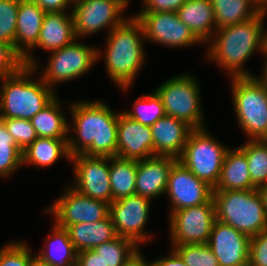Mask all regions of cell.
I'll list each match as a JSON object with an SVG mask.
<instances>
[{
  "instance_id": "1",
  "label": "cell",
  "mask_w": 267,
  "mask_h": 266,
  "mask_svg": "<svg viewBox=\"0 0 267 266\" xmlns=\"http://www.w3.org/2000/svg\"><path fill=\"white\" fill-rule=\"evenodd\" d=\"M75 131L68 137L70 155L117 156V128L119 113L100 101H77L70 104ZM77 138V139H76Z\"/></svg>"
},
{
  "instance_id": "2",
  "label": "cell",
  "mask_w": 267,
  "mask_h": 266,
  "mask_svg": "<svg viewBox=\"0 0 267 266\" xmlns=\"http://www.w3.org/2000/svg\"><path fill=\"white\" fill-rule=\"evenodd\" d=\"M265 15L267 12L261 11L248 21L216 29L206 57L216 61L231 78L253 77L243 64L259 50L267 59V31L263 30Z\"/></svg>"
},
{
  "instance_id": "3",
  "label": "cell",
  "mask_w": 267,
  "mask_h": 266,
  "mask_svg": "<svg viewBox=\"0 0 267 266\" xmlns=\"http://www.w3.org/2000/svg\"><path fill=\"white\" fill-rule=\"evenodd\" d=\"M105 67L111 80L126 91L145 64L142 25L133 16L116 26L106 38Z\"/></svg>"
},
{
  "instance_id": "4",
  "label": "cell",
  "mask_w": 267,
  "mask_h": 266,
  "mask_svg": "<svg viewBox=\"0 0 267 266\" xmlns=\"http://www.w3.org/2000/svg\"><path fill=\"white\" fill-rule=\"evenodd\" d=\"M34 72V67L23 66L18 72L0 80L1 118L30 120L56 96L42 78L40 82L29 79Z\"/></svg>"
},
{
  "instance_id": "5",
  "label": "cell",
  "mask_w": 267,
  "mask_h": 266,
  "mask_svg": "<svg viewBox=\"0 0 267 266\" xmlns=\"http://www.w3.org/2000/svg\"><path fill=\"white\" fill-rule=\"evenodd\" d=\"M216 220L249 236L267 229V214L256 189L213 191Z\"/></svg>"
},
{
  "instance_id": "6",
  "label": "cell",
  "mask_w": 267,
  "mask_h": 266,
  "mask_svg": "<svg viewBox=\"0 0 267 266\" xmlns=\"http://www.w3.org/2000/svg\"><path fill=\"white\" fill-rule=\"evenodd\" d=\"M232 99L239 126L248 140L267 139V82L261 77H232Z\"/></svg>"
},
{
  "instance_id": "7",
  "label": "cell",
  "mask_w": 267,
  "mask_h": 266,
  "mask_svg": "<svg viewBox=\"0 0 267 266\" xmlns=\"http://www.w3.org/2000/svg\"><path fill=\"white\" fill-rule=\"evenodd\" d=\"M228 149L205 128L193 129L178 161L214 189L219 181L223 159Z\"/></svg>"
},
{
  "instance_id": "8",
  "label": "cell",
  "mask_w": 267,
  "mask_h": 266,
  "mask_svg": "<svg viewBox=\"0 0 267 266\" xmlns=\"http://www.w3.org/2000/svg\"><path fill=\"white\" fill-rule=\"evenodd\" d=\"M178 75L155 90L162 100L165 115L182 120L193 129L204 128L198 81L189 74Z\"/></svg>"
},
{
  "instance_id": "9",
  "label": "cell",
  "mask_w": 267,
  "mask_h": 266,
  "mask_svg": "<svg viewBox=\"0 0 267 266\" xmlns=\"http://www.w3.org/2000/svg\"><path fill=\"white\" fill-rule=\"evenodd\" d=\"M77 40L78 38L67 46L50 52L48 64L40 77L52 90L55 83L68 82L88 72L101 57L100 48L78 43Z\"/></svg>"
},
{
  "instance_id": "10",
  "label": "cell",
  "mask_w": 267,
  "mask_h": 266,
  "mask_svg": "<svg viewBox=\"0 0 267 266\" xmlns=\"http://www.w3.org/2000/svg\"><path fill=\"white\" fill-rule=\"evenodd\" d=\"M71 11L76 38L89 36L103 28L110 32L126 19L121 14L128 0H73Z\"/></svg>"
},
{
  "instance_id": "11",
  "label": "cell",
  "mask_w": 267,
  "mask_h": 266,
  "mask_svg": "<svg viewBox=\"0 0 267 266\" xmlns=\"http://www.w3.org/2000/svg\"><path fill=\"white\" fill-rule=\"evenodd\" d=\"M169 217L171 245L206 244L216 220L214 200L173 211Z\"/></svg>"
},
{
  "instance_id": "12",
  "label": "cell",
  "mask_w": 267,
  "mask_h": 266,
  "mask_svg": "<svg viewBox=\"0 0 267 266\" xmlns=\"http://www.w3.org/2000/svg\"><path fill=\"white\" fill-rule=\"evenodd\" d=\"M58 198L46 212L53 215L54 223L61 228L76 223L98 222L109 215L107 202L83 195L71 186Z\"/></svg>"
},
{
  "instance_id": "13",
  "label": "cell",
  "mask_w": 267,
  "mask_h": 266,
  "mask_svg": "<svg viewBox=\"0 0 267 266\" xmlns=\"http://www.w3.org/2000/svg\"><path fill=\"white\" fill-rule=\"evenodd\" d=\"M75 183L72 188L83 195L111 204L112 191L109 178V156H87L76 154L71 156Z\"/></svg>"
},
{
  "instance_id": "14",
  "label": "cell",
  "mask_w": 267,
  "mask_h": 266,
  "mask_svg": "<svg viewBox=\"0 0 267 266\" xmlns=\"http://www.w3.org/2000/svg\"><path fill=\"white\" fill-rule=\"evenodd\" d=\"M152 200L132 195L109 204V215L116 235L132 240L137 246L149 241L152 235L144 232Z\"/></svg>"
},
{
  "instance_id": "15",
  "label": "cell",
  "mask_w": 267,
  "mask_h": 266,
  "mask_svg": "<svg viewBox=\"0 0 267 266\" xmlns=\"http://www.w3.org/2000/svg\"><path fill=\"white\" fill-rule=\"evenodd\" d=\"M145 40L167 47H186L201 41L178 17L176 12L137 13Z\"/></svg>"
},
{
  "instance_id": "16",
  "label": "cell",
  "mask_w": 267,
  "mask_h": 266,
  "mask_svg": "<svg viewBox=\"0 0 267 266\" xmlns=\"http://www.w3.org/2000/svg\"><path fill=\"white\" fill-rule=\"evenodd\" d=\"M165 194L171 201L172 213L209 202L213 198V188L177 160L170 170Z\"/></svg>"
},
{
  "instance_id": "17",
  "label": "cell",
  "mask_w": 267,
  "mask_h": 266,
  "mask_svg": "<svg viewBox=\"0 0 267 266\" xmlns=\"http://www.w3.org/2000/svg\"><path fill=\"white\" fill-rule=\"evenodd\" d=\"M208 246L220 266H248L250 237L215 220Z\"/></svg>"
},
{
  "instance_id": "18",
  "label": "cell",
  "mask_w": 267,
  "mask_h": 266,
  "mask_svg": "<svg viewBox=\"0 0 267 266\" xmlns=\"http://www.w3.org/2000/svg\"><path fill=\"white\" fill-rule=\"evenodd\" d=\"M45 11L31 0H20L17 14L15 50L23 57L24 66L38 70L36 58L30 53L37 44Z\"/></svg>"
},
{
  "instance_id": "19",
  "label": "cell",
  "mask_w": 267,
  "mask_h": 266,
  "mask_svg": "<svg viewBox=\"0 0 267 266\" xmlns=\"http://www.w3.org/2000/svg\"><path fill=\"white\" fill-rule=\"evenodd\" d=\"M154 156V142L150 126L119 113L117 128V157L141 160Z\"/></svg>"
},
{
  "instance_id": "20",
  "label": "cell",
  "mask_w": 267,
  "mask_h": 266,
  "mask_svg": "<svg viewBox=\"0 0 267 266\" xmlns=\"http://www.w3.org/2000/svg\"><path fill=\"white\" fill-rule=\"evenodd\" d=\"M177 160L170 156H153L138 160L136 195L150 200L164 195L170 170Z\"/></svg>"
},
{
  "instance_id": "21",
  "label": "cell",
  "mask_w": 267,
  "mask_h": 266,
  "mask_svg": "<svg viewBox=\"0 0 267 266\" xmlns=\"http://www.w3.org/2000/svg\"><path fill=\"white\" fill-rule=\"evenodd\" d=\"M151 128L154 142V156H170L178 159L193 130L182 120L165 115L155 122Z\"/></svg>"
},
{
  "instance_id": "22",
  "label": "cell",
  "mask_w": 267,
  "mask_h": 266,
  "mask_svg": "<svg viewBox=\"0 0 267 266\" xmlns=\"http://www.w3.org/2000/svg\"><path fill=\"white\" fill-rule=\"evenodd\" d=\"M176 13L202 44L209 43L216 31L211 0H187Z\"/></svg>"
},
{
  "instance_id": "23",
  "label": "cell",
  "mask_w": 267,
  "mask_h": 266,
  "mask_svg": "<svg viewBox=\"0 0 267 266\" xmlns=\"http://www.w3.org/2000/svg\"><path fill=\"white\" fill-rule=\"evenodd\" d=\"M76 39L72 14L45 13L37 44L33 48L57 51Z\"/></svg>"
},
{
  "instance_id": "24",
  "label": "cell",
  "mask_w": 267,
  "mask_h": 266,
  "mask_svg": "<svg viewBox=\"0 0 267 266\" xmlns=\"http://www.w3.org/2000/svg\"><path fill=\"white\" fill-rule=\"evenodd\" d=\"M251 189L256 187L251 183L246 155L239 148H229L223 159L219 181L213 191Z\"/></svg>"
},
{
  "instance_id": "25",
  "label": "cell",
  "mask_w": 267,
  "mask_h": 266,
  "mask_svg": "<svg viewBox=\"0 0 267 266\" xmlns=\"http://www.w3.org/2000/svg\"><path fill=\"white\" fill-rule=\"evenodd\" d=\"M65 230L77 252L93 250L117 236L110 215L98 222L69 225Z\"/></svg>"
},
{
  "instance_id": "26",
  "label": "cell",
  "mask_w": 267,
  "mask_h": 266,
  "mask_svg": "<svg viewBox=\"0 0 267 266\" xmlns=\"http://www.w3.org/2000/svg\"><path fill=\"white\" fill-rule=\"evenodd\" d=\"M62 157L71 161L68 138L38 137L22 154V164L49 167Z\"/></svg>"
},
{
  "instance_id": "27",
  "label": "cell",
  "mask_w": 267,
  "mask_h": 266,
  "mask_svg": "<svg viewBox=\"0 0 267 266\" xmlns=\"http://www.w3.org/2000/svg\"><path fill=\"white\" fill-rule=\"evenodd\" d=\"M52 235L45 241V248L35 256L42 262L52 266H75L77 251L75 250L68 232L55 223Z\"/></svg>"
},
{
  "instance_id": "28",
  "label": "cell",
  "mask_w": 267,
  "mask_h": 266,
  "mask_svg": "<svg viewBox=\"0 0 267 266\" xmlns=\"http://www.w3.org/2000/svg\"><path fill=\"white\" fill-rule=\"evenodd\" d=\"M55 96L46 107L30 119L38 137L68 138L69 124L67 117L60 110V102Z\"/></svg>"
},
{
  "instance_id": "29",
  "label": "cell",
  "mask_w": 267,
  "mask_h": 266,
  "mask_svg": "<svg viewBox=\"0 0 267 266\" xmlns=\"http://www.w3.org/2000/svg\"><path fill=\"white\" fill-rule=\"evenodd\" d=\"M138 160L110 157L109 178L113 201L136 195Z\"/></svg>"
},
{
  "instance_id": "30",
  "label": "cell",
  "mask_w": 267,
  "mask_h": 266,
  "mask_svg": "<svg viewBox=\"0 0 267 266\" xmlns=\"http://www.w3.org/2000/svg\"><path fill=\"white\" fill-rule=\"evenodd\" d=\"M211 2L216 29L248 21L261 12L251 0H211Z\"/></svg>"
},
{
  "instance_id": "31",
  "label": "cell",
  "mask_w": 267,
  "mask_h": 266,
  "mask_svg": "<svg viewBox=\"0 0 267 266\" xmlns=\"http://www.w3.org/2000/svg\"><path fill=\"white\" fill-rule=\"evenodd\" d=\"M247 158L251 183L256 187L267 184V139L247 140L238 147Z\"/></svg>"
},
{
  "instance_id": "32",
  "label": "cell",
  "mask_w": 267,
  "mask_h": 266,
  "mask_svg": "<svg viewBox=\"0 0 267 266\" xmlns=\"http://www.w3.org/2000/svg\"><path fill=\"white\" fill-rule=\"evenodd\" d=\"M122 112L129 118L146 126H152L165 116L162 100L156 91L139 97L134 102L133 111Z\"/></svg>"
},
{
  "instance_id": "33",
  "label": "cell",
  "mask_w": 267,
  "mask_h": 266,
  "mask_svg": "<svg viewBox=\"0 0 267 266\" xmlns=\"http://www.w3.org/2000/svg\"><path fill=\"white\" fill-rule=\"evenodd\" d=\"M137 247L132 240L116 236L113 240L104 242L93 250L101 257L106 266H122Z\"/></svg>"
},
{
  "instance_id": "34",
  "label": "cell",
  "mask_w": 267,
  "mask_h": 266,
  "mask_svg": "<svg viewBox=\"0 0 267 266\" xmlns=\"http://www.w3.org/2000/svg\"><path fill=\"white\" fill-rule=\"evenodd\" d=\"M23 151L9 134L5 124L0 121V176L8 177L22 166Z\"/></svg>"
},
{
  "instance_id": "35",
  "label": "cell",
  "mask_w": 267,
  "mask_h": 266,
  "mask_svg": "<svg viewBox=\"0 0 267 266\" xmlns=\"http://www.w3.org/2000/svg\"><path fill=\"white\" fill-rule=\"evenodd\" d=\"M172 249L188 266H220L207 243L172 245Z\"/></svg>"
},
{
  "instance_id": "36",
  "label": "cell",
  "mask_w": 267,
  "mask_h": 266,
  "mask_svg": "<svg viewBox=\"0 0 267 266\" xmlns=\"http://www.w3.org/2000/svg\"><path fill=\"white\" fill-rule=\"evenodd\" d=\"M19 1L0 0V41L14 49Z\"/></svg>"
},
{
  "instance_id": "37",
  "label": "cell",
  "mask_w": 267,
  "mask_h": 266,
  "mask_svg": "<svg viewBox=\"0 0 267 266\" xmlns=\"http://www.w3.org/2000/svg\"><path fill=\"white\" fill-rule=\"evenodd\" d=\"M9 134L14 138L18 147L23 151L32 144L38 135L30 120L20 118H1Z\"/></svg>"
},
{
  "instance_id": "38",
  "label": "cell",
  "mask_w": 267,
  "mask_h": 266,
  "mask_svg": "<svg viewBox=\"0 0 267 266\" xmlns=\"http://www.w3.org/2000/svg\"><path fill=\"white\" fill-rule=\"evenodd\" d=\"M25 242H13L0 248V266H31L34 258Z\"/></svg>"
},
{
  "instance_id": "39",
  "label": "cell",
  "mask_w": 267,
  "mask_h": 266,
  "mask_svg": "<svg viewBox=\"0 0 267 266\" xmlns=\"http://www.w3.org/2000/svg\"><path fill=\"white\" fill-rule=\"evenodd\" d=\"M23 66V57L11 45L0 41V80L18 72Z\"/></svg>"
},
{
  "instance_id": "40",
  "label": "cell",
  "mask_w": 267,
  "mask_h": 266,
  "mask_svg": "<svg viewBox=\"0 0 267 266\" xmlns=\"http://www.w3.org/2000/svg\"><path fill=\"white\" fill-rule=\"evenodd\" d=\"M248 266H267V229L250 238Z\"/></svg>"
},
{
  "instance_id": "41",
  "label": "cell",
  "mask_w": 267,
  "mask_h": 266,
  "mask_svg": "<svg viewBox=\"0 0 267 266\" xmlns=\"http://www.w3.org/2000/svg\"><path fill=\"white\" fill-rule=\"evenodd\" d=\"M187 0H144L139 13L177 12Z\"/></svg>"
},
{
  "instance_id": "42",
  "label": "cell",
  "mask_w": 267,
  "mask_h": 266,
  "mask_svg": "<svg viewBox=\"0 0 267 266\" xmlns=\"http://www.w3.org/2000/svg\"><path fill=\"white\" fill-rule=\"evenodd\" d=\"M46 13L66 12L73 0H31Z\"/></svg>"
},
{
  "instance_id": "43",
  "label": "cell",
  "mask_w": 267,
  "mask_h": 266,
  "mask_svg": "<svg viewBox=\"0 0 267 266\" xmlns=\"http://www.w3.org/2000/svg\"><path fill=\"white\" fill-rule=\"evenodd\" d=\"M76 266H106L94 250L77 252Z\"/></svg>"
},
{
  "instance_id": "44",
  "label": "cell",
  "mask_w": 267,
  "mask_h": 266,
  "mask_svg": "<svg viewBox=\"0 0 267 266\" xmlns=\"http://www.w3.org/2000/svg\"><path fill=\"white\" fill-rule=\"evenodd\" d=\"M151 266H188L181 257L172 249L169 256L160 257L151 262Z\"/></svg>"
},
{
  "instance_id": "45",
  "label": "cell",
  "mask_w": 267,
  "mask_h": 266,
  "mask_svg": "<svg viewBox=\"0 0 267 266\" xmlns=\"http://www.w3.org/2000/svg\"><path fill=\"white\" fill-rule=\"evenodd\" d=\"M138 249L130 255L122 266H151V262L146 261Z\"/></svg>"
},
{
  "instance_id": "46",
  "label": "cell",
  "mask_w": 267,
  "mask_h": 266,
  "mask_svg": "<svg viewBox=\"0 0 267 266\" xmlns=\"http://www.w3.org/2000/svg\"><path fill=\"white\" fill-rule=\"evenodd\" d=\"M256 190L258 191V193L260 195L262 204H263L265 212L267 214V184L256 188Z\"/></svg>"
},
{
  "instance_id": "47",
  "label": "cell",
  "mask_w": 267,
  "mask_h": 266,
  "mask_svg": "<svg viewBox=\"0 0 267 266\" xmlns=\"http://www.w3.org/2000/svg\"><path fill=\"white\" fill-rule=\"evenodd\" d=\"M260 11L267 12V0H251Z\"/></svg>"
},
{
  "instance_id": "48",
  "label": "cell",
  "mask_w": 267,
  "mask_h": 266,
  "mask_svg": "<svg viewBox=\"0 0 267 266\" xmlns=\"http://www.w3.org/2000/svg\"><path fill=\"white\" fill-rule=\"evenodd\" d=\"M31 266H52V265L42 262L39 258H37L34 255Z\"/></svg>"
},
{
  "instance_id": "49",
  "label": "cell",
  "mask_w": 267,
  "mask_h": 266,
  "mask_svg": "<svg viewBox=\"0 0 267 266\" xmlns=\"http://www.w3.org/2000/svg\"><path fill=\"white\" fill-rule=\"evenodd\" d=\"M263 71L261 74V77L267 82V60L265 61V64L263 65Z\"/></svg>"
}]
</instances>
